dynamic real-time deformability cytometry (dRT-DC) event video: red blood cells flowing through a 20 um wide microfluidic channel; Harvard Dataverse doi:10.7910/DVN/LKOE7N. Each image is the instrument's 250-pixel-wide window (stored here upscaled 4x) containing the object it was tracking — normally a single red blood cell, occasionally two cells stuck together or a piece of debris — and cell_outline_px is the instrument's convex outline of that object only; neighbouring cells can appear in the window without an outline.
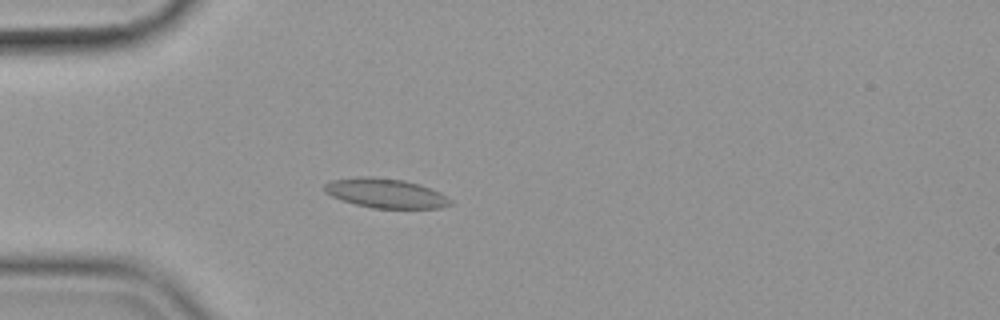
{"species": "common noctule bat (a hibernating species)", "species_latin": "Nyctalus noctula", "temperature_condition": "cold", "stored_images_in_passage": 48, "camera_frame_rate_fps": 3000, "um_per_image_px": 0.085, "animal": {"sex": "female", "body_mass_g": 19.9}, "frame": {"image": 1, "passage_image": 8, "time_ms": 2.333, "image_size_px": [1000, 320], "cell_outline_px": [[452, 204], [440, 208], [372, 208], [356, 204], [332, 196], [324, 192], [324, 184], [332, 180], [360, 176], [372, 176], [404, 180], [420, 184], [440, 192], [452, 200]], "centroid_in_image_um": [32.79, 16.41], "position_along_channel_um": 52.2, "area_um2": 21.62}}
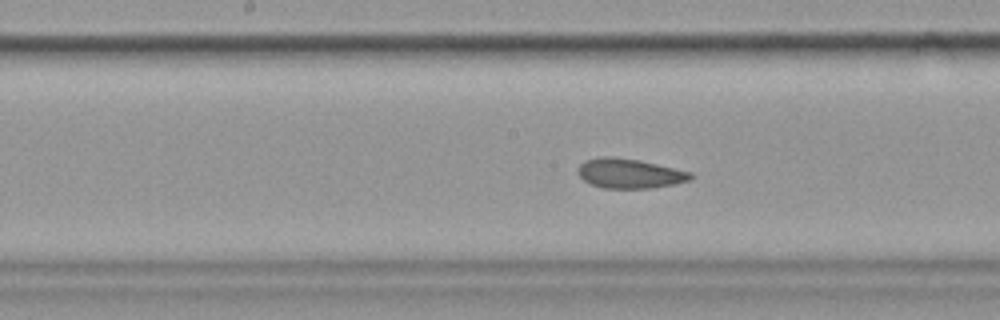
{"frame": {"image": 2, "passage_image": 21, "time_ms": 6.667, "image_size_px": [1000, 320], "cell_outline_px": [[692, 176], [688, 180], [672, 184], [652, 188], [604, 188], [592, 184], [584, 180], [576, 172], [576, 168], [584, 160], [600, 156], [608, 156], [640, 160], [692, 172]], "centroid_in_image_um": [53.46, 14.73], "position_along_channel_um": 194.7, "area_um2": 19.42}}
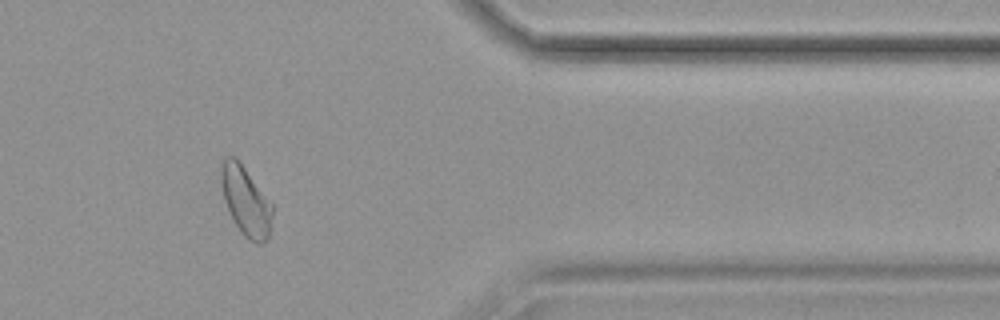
{"frame": {"image": 3, "passage_image": 39, "time_ms": 12.667, "image_size_px": [1000, 320], "cell_outline_px": [[272, 216], [268, 240], [264, 244], [256, 244], [248, 240], [244, 236], [236, 224], [224, 200], [220, 180], [220, 168], [224, 156], [232, 156], [244, 168], [272, 204]], "centroid_in_image_um": [20.88, 17.13], "position_along_channel_um": 390.5, "area_um2": 20.35}, "authors_computed_cell_mechanics": {"area_um2": 20.3167, "velocity_mm_per_s": 3.5619, "shape_relaxation_time_tau1_ms": 5.4481, "shape_relaxation_time_tau2_ms": 2.2988, "deformation_change_tau1": 0.1167, "deformation_change_tau2": 0.084}}